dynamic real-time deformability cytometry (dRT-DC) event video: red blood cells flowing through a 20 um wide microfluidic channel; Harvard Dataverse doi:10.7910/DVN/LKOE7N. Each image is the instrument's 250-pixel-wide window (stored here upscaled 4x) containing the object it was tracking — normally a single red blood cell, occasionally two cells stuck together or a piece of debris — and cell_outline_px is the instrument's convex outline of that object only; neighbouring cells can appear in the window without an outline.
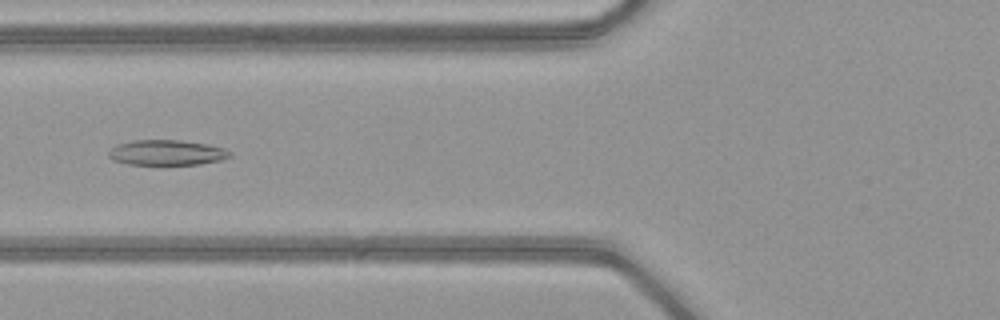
{"species": "common noctule bat (a hibernating species)", "species_latin": "Nyctalus noctula", "temperature_condition": "warm", "stored_images_in_passage": 49, "camera_frame_rate_fps": 3000, "um_per_image_px": 0.085, "animal": {"sex": "female", "body_mass_g": 21.9}, "frame": {"image": 1, "passage_image": 19, "time_ms": 6.0, "image_size_px": [1000, 320], "cell_outline_px": [[232, 156], [220, 160], [200, 164], [128, 164], [112, 160], [108, 156], [108, 152], [116, 144], [132, 140], [176, 140], [208, 144], [224, 148], [232, 152]], "centroid_in_image_um": [14.17, 12.96], "position_along_channel_um": 111.6, "area_um2": 17.86}}
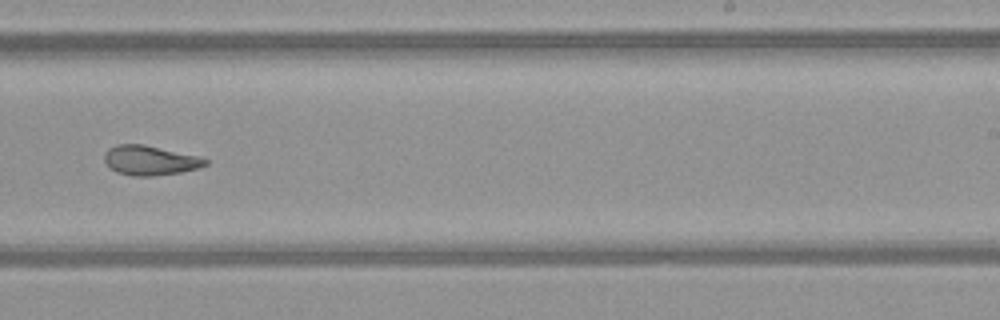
{"frame": {"image": 2, "passage_image": 31, "time_ms": 10.0, "image_size_px": [1000, 320], "cell_outline_px": [[208, 164], [200, 168], [180, 172], [152, 176], [132, 176], [116, 172], [108, 168], [104, 160], [104, 152], [108, 148], [116, 144], [144, 144], [200, 156], [208, 160]], "centroid_in_image_um": [12.73, 13.63], "position_along_channel_um": 276.3, "area_um2": 17.74}}
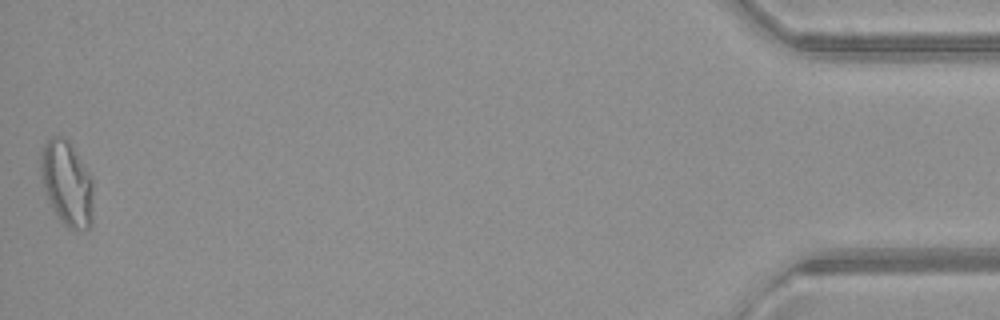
{"frame": {"image": 3, "passage_image": 49, "time_ms": 16.0, "image_size_px": [1000, 320], "cell_outline_px": [[92, 228], [68, 228], [60, 220], [44, 188], [40, 168], [40, 152], [44, 144], [52, 136], [60, 136], [68, 140], [72, 144], [92, 176]], "centroid_in_image_um": [5.7, 15.53], "position_along_channel_um": 429.5, "area_um2": 25.78}, "authors_computed_cell_mechanics": {"area_um2": 19.4208, "velocity_mm_per_s": 4.1034, "shape_relaxation_time_tau1_ms": null, "shape_relaxation_time_tau2_ms": 2.9216, "deformation_change_tau1": null, "deformation_change_tau2": 0.1156}}